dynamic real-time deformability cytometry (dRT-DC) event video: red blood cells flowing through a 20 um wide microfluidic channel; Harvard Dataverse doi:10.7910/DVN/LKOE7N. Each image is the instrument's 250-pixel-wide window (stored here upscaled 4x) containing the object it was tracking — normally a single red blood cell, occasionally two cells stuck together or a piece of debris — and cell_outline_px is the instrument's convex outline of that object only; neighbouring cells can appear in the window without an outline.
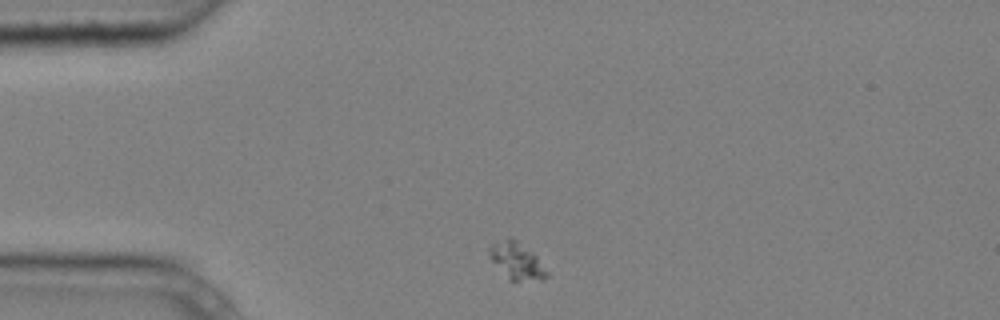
{"species": "common noctule bat (a hibernating species)", "species_latin": "Nyctalus noctula", "temperature_condition": "cold", "stored_images_in_passage": 2, "camera_frame_rate_fps": 3000, "um_per_image_px": 0.085, "animal": {"sex": "male", "body_mass_g": 20.4}, "frame": {"image": 1, "passage_image": 1, "time_ms": 0.0, "image_size_px": [1000, 320], "cell_outline_px": [[548, 276], [544, 280], [508, 280], [488, 256], [488, 248], [492, 244], [508, 236], [512, 236], [532, 252], [536, 256], [548, 272]], "centroid_in_image_um": [43.89, 22.15], "position_along_channel_um": 41.1, "area_um2": 12.43}}